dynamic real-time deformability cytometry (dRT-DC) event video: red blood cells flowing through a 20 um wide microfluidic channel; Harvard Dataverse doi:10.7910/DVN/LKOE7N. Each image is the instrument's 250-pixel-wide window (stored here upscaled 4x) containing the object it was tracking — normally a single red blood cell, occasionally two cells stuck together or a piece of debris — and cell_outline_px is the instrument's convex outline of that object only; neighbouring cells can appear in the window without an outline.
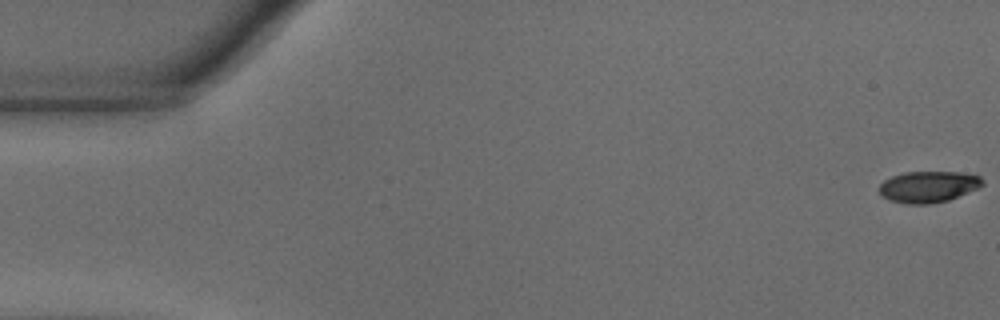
{"species": "common noctule bat (a hibernating species)", "species_latin": "Nyctalus noctula", "temperature_condition": "warm", "stored_images_in_passage": 55, "camera_frame_rate_fps": 3000, "um_per_image_px": 0.085, "animal": {"sex": "male", "body_mass_g": 18.8}, "frame": {"image": 1, "passage_image": 1, "time_ms": 0.0, "image_size_px": [1000, 320], "cell_outline_px": [[984, 184], [980, 188], [948, 200], [928, 204], [908, 204], [892, 200], [880, 196], [880, 184], [884, 180], [892, 176], [904, 172], [960, 172], [980, 176], [984, 180]], "centroid_in_image_um": [78.94, 15.87], "position_along_channel_um": 6.1, "area_um2": 18.9}}
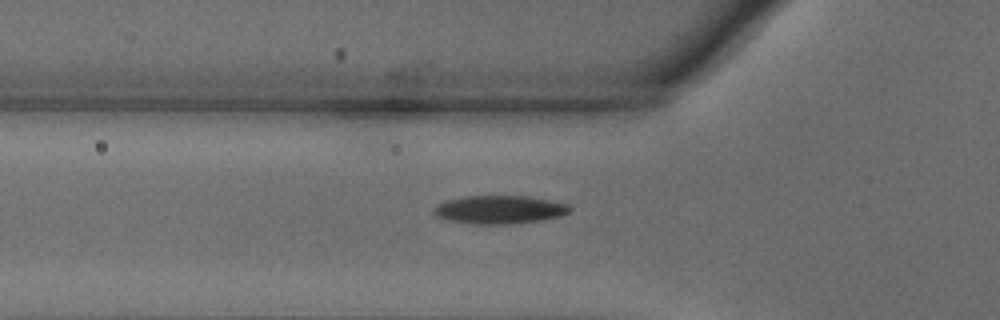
{"frame": {"image": 2, "passage_image": 19, "time_ms": 6.0, "image_size_px": [1000, 320], "cell_outline_px": [[572, 208], [568, 212], [560, 216], [540, 220], [508, 224], [472, 224], [448, 220], [436, 216], [432, 212], [432, 208], [436, 204], [448, 200], [464, 196], [528, 196], [568, 204]], "centroid_in_image_um": [42.41, 17.82], "position_along_channel_um": 83.4, "area_um2": 22.37}}
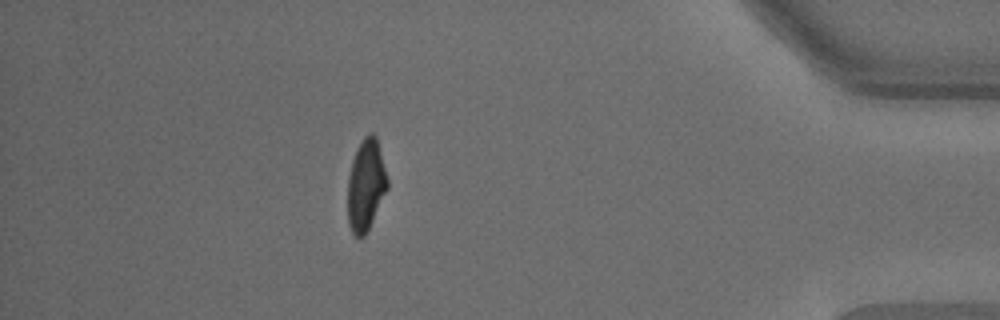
{"frame": {"image": 3, "passage_image": 49, "time_ms": 16.0, "image_size_px": [1000, 320], "cell_outline_px": [[388, 188], [364, 236], [356, 236], [352, 232], [348, 224], [348, 176], [352, 160], [356, 148], [364, 136], [368, 132], [372, 132], [376, 136], [388, 180]], "centroid_in_image_um": [31.09, 15.68], "position_along_channel_um": 404.1, "area_um2": 20.98}, "authors_computed_cell_mechanics": {"area_um2": 21.675, "velocity_mm_per_s": 3.6705, "shape_relaxation_time_tau1_ms": 3.7571, "shape_relaxation_time_tau2_ms": 1.6468, "deformation_change_tau1": 0.1726, "deformation_change_tau2": 0.072}}